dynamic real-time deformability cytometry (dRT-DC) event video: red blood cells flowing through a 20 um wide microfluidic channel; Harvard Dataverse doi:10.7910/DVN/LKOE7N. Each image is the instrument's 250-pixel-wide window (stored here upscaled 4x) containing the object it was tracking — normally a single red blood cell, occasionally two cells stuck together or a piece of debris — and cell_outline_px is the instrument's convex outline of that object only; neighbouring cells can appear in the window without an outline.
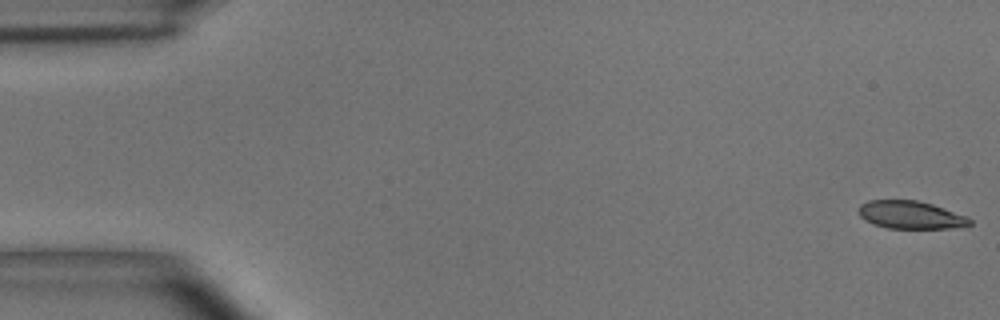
{"species": "common noctule bat (a hibernating species)", "species_latin": "Nyctalus noctula", "temperature_condition": "room temperature", "stored_images_in_passage": 55, "camera_frame_rate_fps": 3000, "um_per_image_px": 0.085, "animal": {"sex": "male", "body_mass_g": 15.6}, "frame": {"image": 1, "passage_image": 1, "time_ms": 0.0, "image_size_px": [1000, 320], "cell_outline_px": [[972, 224], [948, 228], [888, 228], [872, 224], [864, 220], [860, 216], [860, 204], [868, 200], [916, 200], [932, 204], [968, 216], [972, 220]], "centroid_in_image_um": [77.4, 18.26], "position_along_channel_um": 7.6, "area_um2": 17.98}}
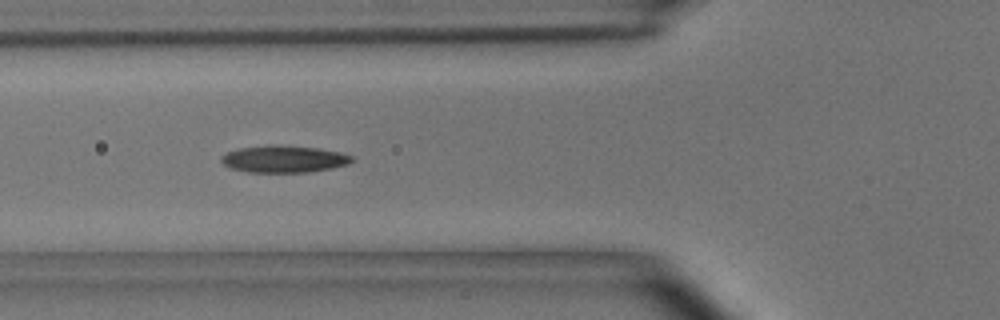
{"frame": {"image": 2, "passage_image": 20, "time_ms": 6.333, "image_size_px": [1000, 320], "cell_outline_px": [[352, 160], [348, 164], [332, 168], [308, 172], [248, 172], [232, 168], [224, 164], [220, 160], [220, 156], [228, 152], [240, 148], [268, 144], [280, 144], [316, 148], [340, 152], [352, 156]], "centroid_in_image_um": [24.11, 13.5], "position_along_channel_um": 101.7, "area_um2": 20.58}}
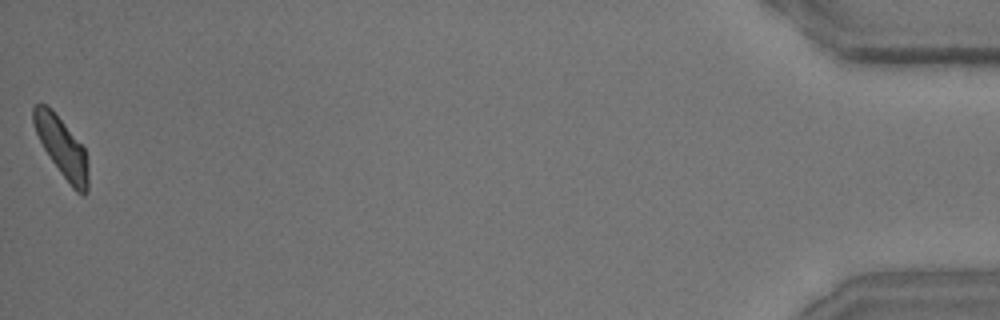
{"frame": {"image": 3, "passage_image": 55, "time_ms": 18.0, "image_size_px": [1000, 320], "cell_outline_px": [[88, 192], [76, 192], [72, 188], [60, 172], [44, 148], [36, 132], [32, 120], [32, 108], [36, 104], [44, 104], [64, 124], [84, 148], [88, 160]], "centroid_in_image_um": [5.26, 12.55], "position_along_channel_um": 429.9, "area_um2": 18.32}, "authors_computed_cell_mechanics": {"area_um2": 19.5942, "velocity_mm_per_s": 3.6272, "shape_relaxation_time_tau1_ms": 4.9221, "shape_relaxation_time_tau2_ms": 3.297, "deformation_change_tau1": 0.1368, "deformation_change_tau2": 0.1044}}